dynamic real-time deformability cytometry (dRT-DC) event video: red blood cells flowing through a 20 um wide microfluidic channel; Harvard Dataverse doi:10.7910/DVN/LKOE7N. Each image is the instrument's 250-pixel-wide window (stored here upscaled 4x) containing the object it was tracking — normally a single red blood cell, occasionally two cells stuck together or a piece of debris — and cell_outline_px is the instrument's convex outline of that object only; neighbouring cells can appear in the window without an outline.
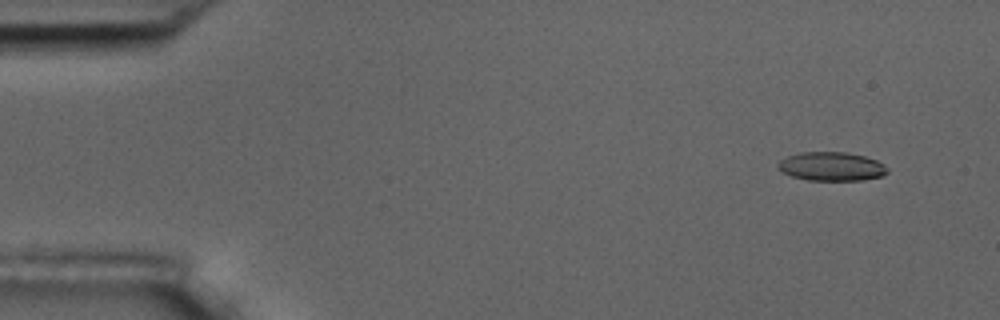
{"species": "common noctule bat (a hibernating species)", "species_latin": "Nyctalus noctula", "temperature_condition": "room temperature", "stored_images_in_passage": 8, "camera_frame_rate_fps": 3000, "um_per_image_px": 0.085, "animal": {"sex": "male", "body_mass_g": 17.5, "forearm_length_mm": 52.3}, "frame": {"image": 1, "passage_image": 1, "time_ms": 0.0, "image_size_px": [1000, 320], "cell_outline_px": [[888, 172], [880, 176], [860, 180], [808, 180], [792, 176], [780, 172], [776, 164], [780, 160], [788, 156], [800, 152], [844, 152], [864, 156], [876, 160], [888, 168]], "centroid_in_image_um": [70.63, 14.14], "position_along_channel_um": 14.4, "area_um2": 18.26}}
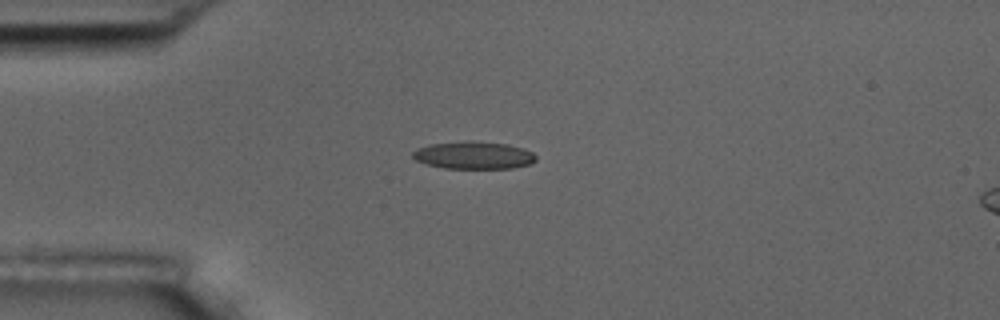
{"frame": {"image": 2, "passage_image": 4, "time_ms": 3.333, "image_size_px": [1000, 320], "cell_outline_px": [[536, 160], [532, 164], [512, 168], [444, 168], [428, 164], [416, 160], [412, 156], [412, 152], [416, 148], [428, 144], [468, 140], [472, 140], [508, 144], [524, 148], [532, 152], [536, 156]], "centroid_in_image_um": [40.27, 13.18], "position_along_channel_um": 44.7, "area_um2": 20.0}}
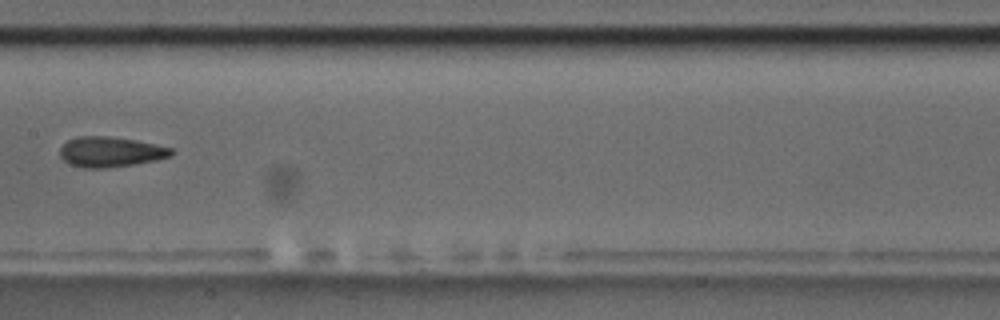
{"frame": {"image": 3, "passage_image": 8, "time_ms": 8.0, "image_size_px": [1000, 320], "cell_outline_px": [[176, 152], [172, 156], [156, 160], [132, 164], [104, 168], [84, 168], [72, 164], [64, 160], [60, 156], [60, 148], [68, 140], [76, 136], [108, 136], [136, 140], [172, 148]], "centroid_in_image_um": [9.41, 12.9], "position_along_channel_um": 198.0, "area_um2": 19.54}}